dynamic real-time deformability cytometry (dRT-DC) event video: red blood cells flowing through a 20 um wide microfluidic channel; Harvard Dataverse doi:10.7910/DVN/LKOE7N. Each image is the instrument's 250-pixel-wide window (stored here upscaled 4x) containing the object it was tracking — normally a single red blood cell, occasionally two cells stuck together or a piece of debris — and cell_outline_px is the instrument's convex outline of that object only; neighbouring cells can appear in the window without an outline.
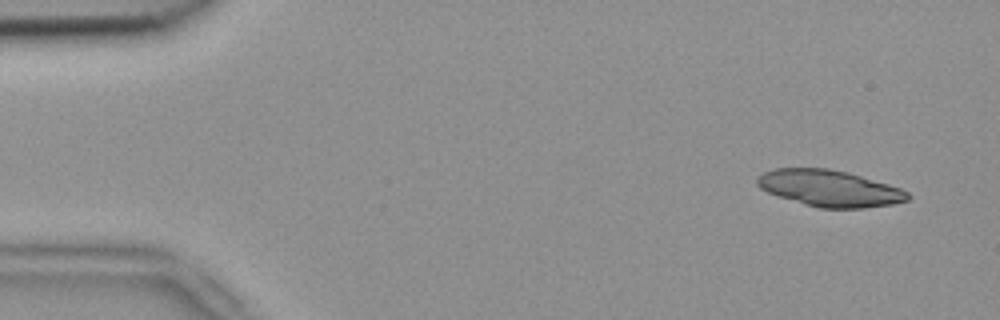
{"species": "common noctule bat (a hibernating species)", "species_latin": "Nyctalus noctula", "temperature_condition": "room temperature", "stored_images_in_passage": 4, "camera_frame_rate_fps": 3000, "um_per_image_px": 0.085, "animal": {"sex": "female", "body_mass_g": 18.4}, "frame": {"image": 1, "passage_image": 1, "time_ms": 0.0, "image_size_px": [1000, 320], "cell_outline_px": [[912, 196], [908, 200], [892, 204], [864, 208], [820, 208], [804, 204], [768, 192], [760, 188], [756, 184], [756, 176], [764, 172], [776, 168], [828, 168], [848, 172], [888, 184], [900, 188], [908, 192]], "centroid_in_image_um": [70.51, 16.0], "position_along_channel_um": 14.5, "area_um2": 31.91}}